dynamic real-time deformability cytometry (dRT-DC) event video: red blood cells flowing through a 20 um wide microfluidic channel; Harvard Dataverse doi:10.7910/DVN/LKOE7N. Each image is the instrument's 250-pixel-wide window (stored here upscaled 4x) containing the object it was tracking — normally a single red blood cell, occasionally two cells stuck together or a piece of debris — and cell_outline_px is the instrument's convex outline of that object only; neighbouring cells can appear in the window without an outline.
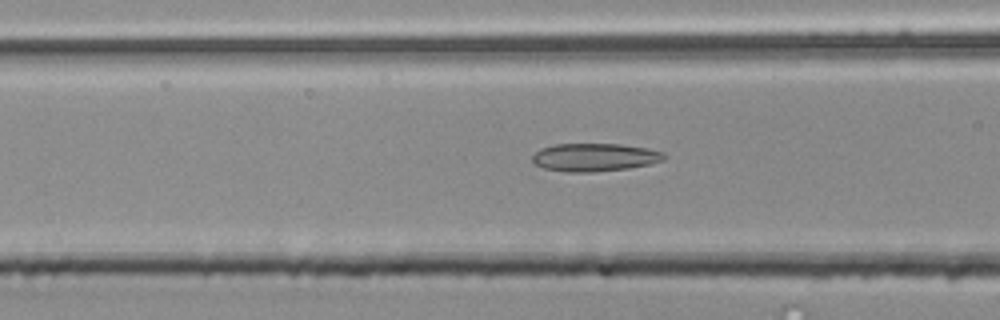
{"species": "common noctule bat (a hibernating species)", "species_latin": "Nyctalus noctula", "temperature_condition": "room temperature", "stored_images_in_passage": 27, "camera_frame_rate_fps": 3000, "um_per_image_px": 0.085, "animal": {"sex": "male", "body_mass_g": 20.4}, "frame": {"image": 1, "passage_image": 4, "time_ms": 1.0, "image_size_px": [1000, 320], "cell_outline_px": [[668, 156], [664, 160], [652, 164], [628, 168], [592, 172], [568, 172], [544, 168], [532, 164], [532, 156], [540, 148], [556, 144], [620, 144], [648, 148], [664, 152]], "centroid_in_image_um": [50.57, 13.37], "position_along_channel_um": 116.0, "area_um2": 21.73}}
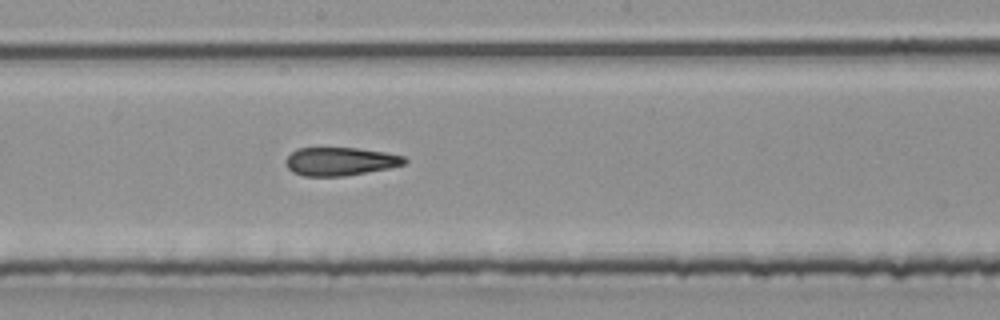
{"frame": {"image": 2, "passage_image": 12, "time_ms": 3.667, "image_size_px": [1000, 320], "cell_outline_px": [[408, 160], [404, 164], [388, 168], [344, 176], [304, 176], [292, 172], [288, 168], [284, 160], [296, 148], [356, 148], [384, 152], [404, 156]], "centroid_in_image_um": [28.89, 13.72], "position_along_channel_um": 219.3, "area_um2": 19.48}}
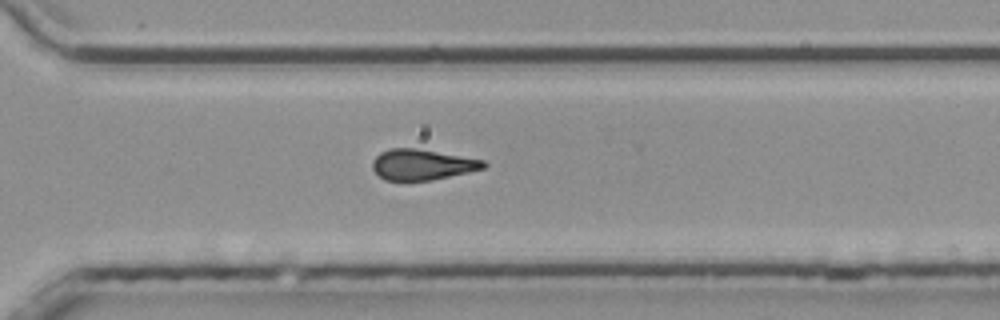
{"frame": {"image": 3, "passage_image": 21, "time_ms": 6.667, "image_size_px": [1000, 320], "cell_outline_px": [[488, 164], [484, 168], [468, 172], [432, 180], [384, 180], [372, 168], [372, 160], [380, 152], [388, 148], [412, 148], [484, 160]], "centroid_in_image_um": [35.85, 13.99], "position_along_channel_um": 334.7, "area_um2": 19.59}}